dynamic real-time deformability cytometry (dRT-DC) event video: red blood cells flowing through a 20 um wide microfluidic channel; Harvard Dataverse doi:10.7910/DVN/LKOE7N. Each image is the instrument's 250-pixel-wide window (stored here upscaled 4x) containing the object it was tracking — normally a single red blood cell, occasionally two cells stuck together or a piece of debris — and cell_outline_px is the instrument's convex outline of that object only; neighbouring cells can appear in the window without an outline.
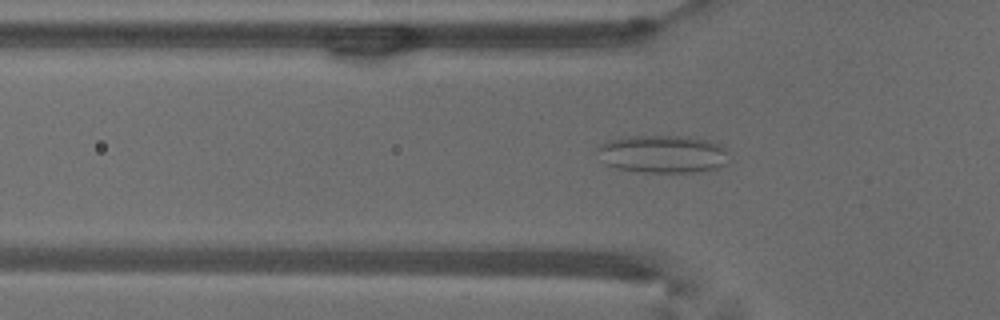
{"species": "common noctule bat (a hibernating species)", "species_latin": "Nyctalus noctula", "temperature_condition": "warm", "stored_images_in_passage": 53, "camera_frame_rate_fps": 3000, "um_per_image_px": 0.085, "animal": {"sex": "male", "body_mass_g": 18.8}, "frame": {"image": 1, "passage_image": 17, "time_ms": 5.333, "image_size_px": [1000, 320], "cell_outline_px": [[728, 164], [716, 168], [696, 172], [644, 172], [616, 168], [608, 164], [596, 148], [600, 144], [608, 140], [628, 136], [688, 136], [708, 140], [720, 144], [724, 148]], "centroid_in_image_um": [56.36, 13.08], "position_along_channel_um": 69.4, "area_um2": 28.78}}
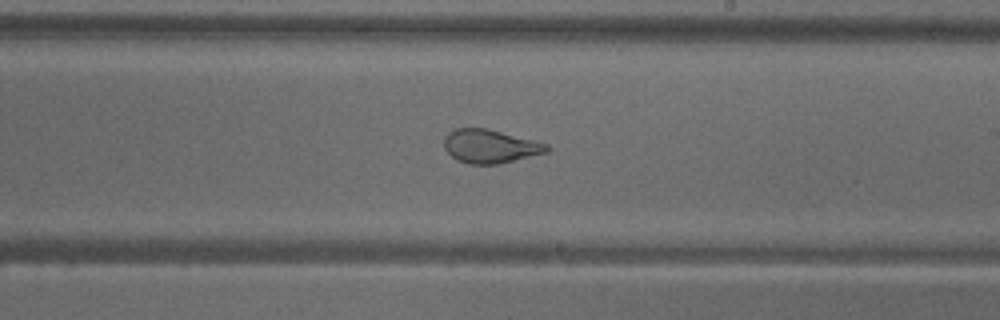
{"frame": {"image": 2, "passage_image": 31, "time_ms": 10.0, "image_size_px": [1000, 320], "cell_outline_px": [[552, 148], [548, 152], [500, 164], [468, 164], [456, 160], [444, 148], [444, 136], [448, 132], [456, 128], [488, 128], [548, 144]], "centroid_in_image_um": [41.66, 12.43], "position_along_channel_um": 247.3, "area_um2": 20.29}}
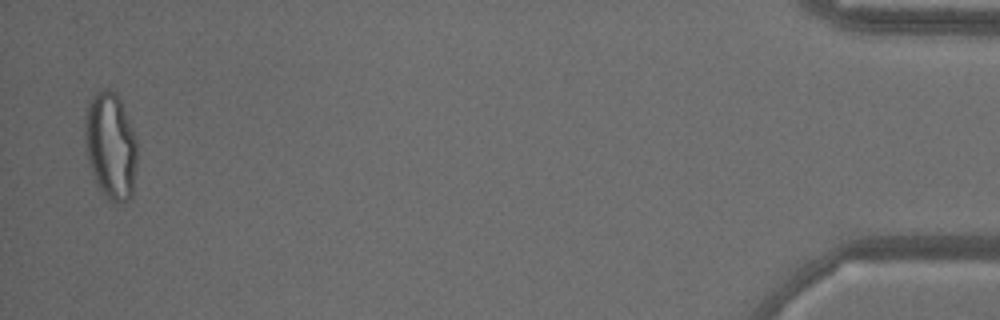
{"frame": {"image": 3, "passage_image": 52, "time_ms": 17.0, "image_size_px": [1000, 320], "cell_outline_px": [[136, 164], [132, 196], [128, 200], [112, 204], [100, 192], [92, 172], [88, 160], [84, 144], [84, 120], [88, 104], [92, 96], [96, 92], [104, 88], [108, 88], [120, 100], [136, 136]], "centroid_in_image_um": [9.38, 12.43], "position_along_channel_um": 425.8, "area_um2": 32.77}, "authors_computed_cell_mechanics": {"area_um2": 26.877, "velocity_mm_per_s": 3.7855, "shape_relaxation_time_tau1_ms": null, "shape_relaxation_time_tau2_ms": 0.7841, "deformation_change_tau1": null, "deformation_change_tau2": 0.0756}}